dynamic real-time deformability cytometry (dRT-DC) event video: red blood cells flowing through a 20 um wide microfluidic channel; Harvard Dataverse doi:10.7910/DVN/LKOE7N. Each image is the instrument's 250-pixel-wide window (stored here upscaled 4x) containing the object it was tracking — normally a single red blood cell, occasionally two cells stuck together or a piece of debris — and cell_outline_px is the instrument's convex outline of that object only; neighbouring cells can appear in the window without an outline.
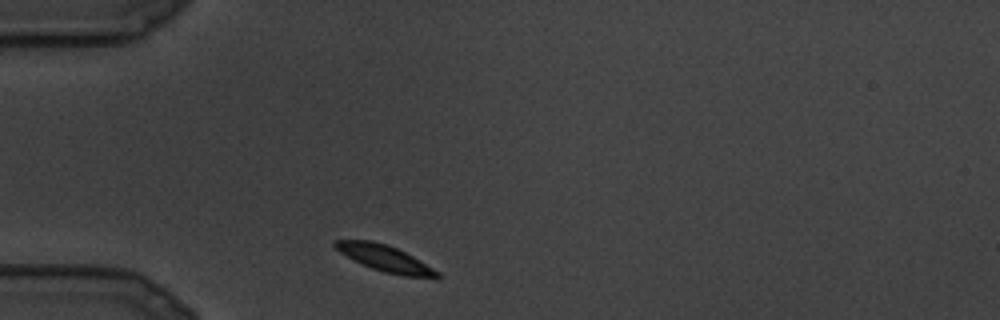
{"species": "common noctule bat (a hibernating species)", "species_latin": "Nyctalus noctula", "temperature_condition": "cold", "stored_images_in_passage": 4, "camera_frame_rate_fps": 3000, "um_per_image_px": 0.085, "animal": {"sex": "male", "body_mass_g": 19.5, "forearm_length_mm": 54.6}, "frame": {"image": 1, "passage_image": 1, "time_ms": 0.0, "image_size_px": [1000, 320], "cell_outline_px": [[440, 276], [404, 276], [384, 272], [372, 268], [340, 252], [332, 244], [332, 240], [372, 240], [388, 244], [412, 256], [440, 272]], "centroid_in_image_um": [32.67, 21.92], "position_along_channel_um": 52.3, "area_um2": 15.14}}
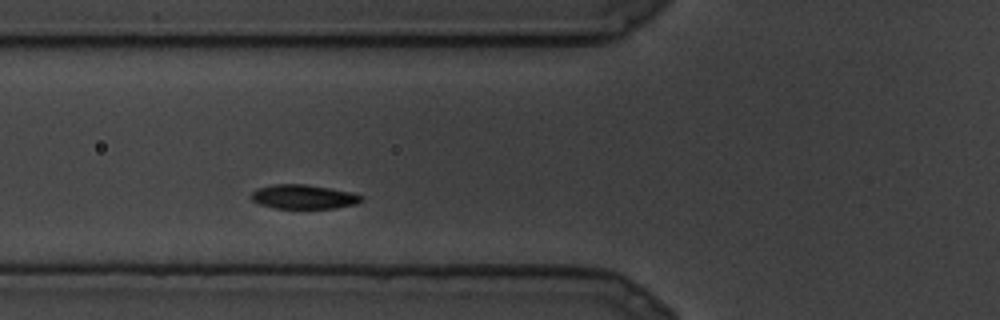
{"frame": {"image": 2, "passage_image": 4, "time_ms": 1.0, "image_size_px": [1000, 320], "cell_outline_px": [[364, 200], [356, 204], [336, 208], [276, 208], [260, 204], [252, 200], [252, 192], [256, 188], [272, 184], [308, 184], [352, 192], [364, 196]], "centroid_in_image_um": [25.84, 16.72], "position_along_channel_um": 100.0, "area_um2": 15.66}}